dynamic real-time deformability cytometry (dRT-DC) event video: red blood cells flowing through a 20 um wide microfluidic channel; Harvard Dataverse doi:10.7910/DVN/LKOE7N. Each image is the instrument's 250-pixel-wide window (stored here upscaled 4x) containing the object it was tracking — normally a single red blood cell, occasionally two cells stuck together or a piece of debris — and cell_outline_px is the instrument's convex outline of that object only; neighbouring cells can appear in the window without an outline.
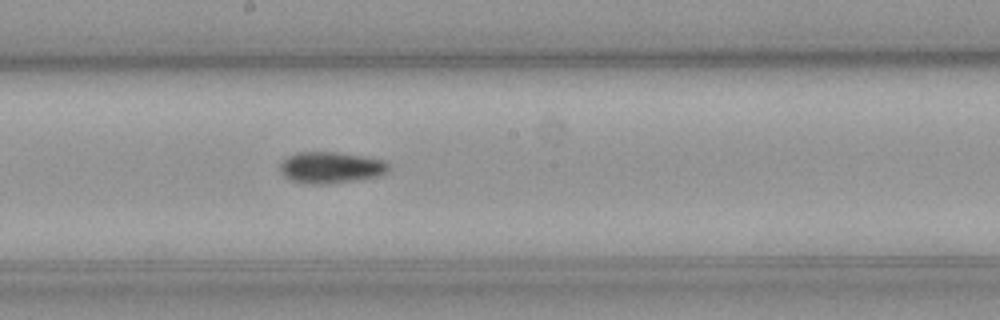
{"species": "common noctule bat (a hibernating species)", "species_latin": "Nyctalus noctula", "temperature_condition": "cold", "stored_images_in_passage": 49, "camera_frame_rate_fps": 3000, "um_per_image_px": 0.085, "animal": {"sex": "male", "body_mass_g": 23.1, "forearm_length_mm": 52.7}, "frame": {"image": 1, "passage_image": 28, "time_ms": 9.0, "image_size_px": [1000, 320], "cell_outline_px": [[388, 168], [380, 176], [364, 180], [328, 184], [304, 184], [292, 180], [284, 176], [280, 172], [280, 164], [288, 156], [296, 152], [336, 152], [384, 160], [388, 164]], "centroid_in_image_um": [28.1, 14.26], "position_along_channel_um": 220.1, "area_um2": 20.0}}